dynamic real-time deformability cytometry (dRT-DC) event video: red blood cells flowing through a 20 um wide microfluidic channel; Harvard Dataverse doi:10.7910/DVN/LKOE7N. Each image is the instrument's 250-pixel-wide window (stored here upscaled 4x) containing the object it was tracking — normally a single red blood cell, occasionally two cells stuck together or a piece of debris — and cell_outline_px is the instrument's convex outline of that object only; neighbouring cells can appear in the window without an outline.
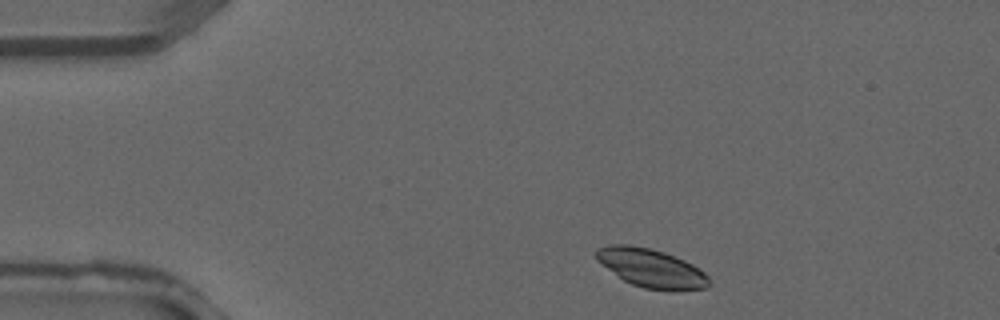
{"species": "common noctule bat (a hibernating species)", "species_latin": "Nyctalus noctula", "temperature_condition": "warm", "stored_images_in_passage": 1, "camera_frame_rate_fps": 3000, "um_per_image_px": 0.085, "animal": {"sex": "male", "forearm_length_mm": 52.5}, "frame": {"image": 1, "passage_image": 1, "time_ms": 0.0, "image_size_px": [1000, 320], "cell_outline_px": [[712, 284], [708, 288], [672, 292], [668, 292], [644, 288], [632, 284], [624, 280], [596, 260], [592, 252], [596, 248], [608, 244], [628, 244], [652, 248], [664, 252], [684, 260], [692, 264], [704, 272], [708, 276]], "centroid_in_image_um": [55.36, 22.8], "position_along_channel_um": 29.6, "area_um2": 26.01}}